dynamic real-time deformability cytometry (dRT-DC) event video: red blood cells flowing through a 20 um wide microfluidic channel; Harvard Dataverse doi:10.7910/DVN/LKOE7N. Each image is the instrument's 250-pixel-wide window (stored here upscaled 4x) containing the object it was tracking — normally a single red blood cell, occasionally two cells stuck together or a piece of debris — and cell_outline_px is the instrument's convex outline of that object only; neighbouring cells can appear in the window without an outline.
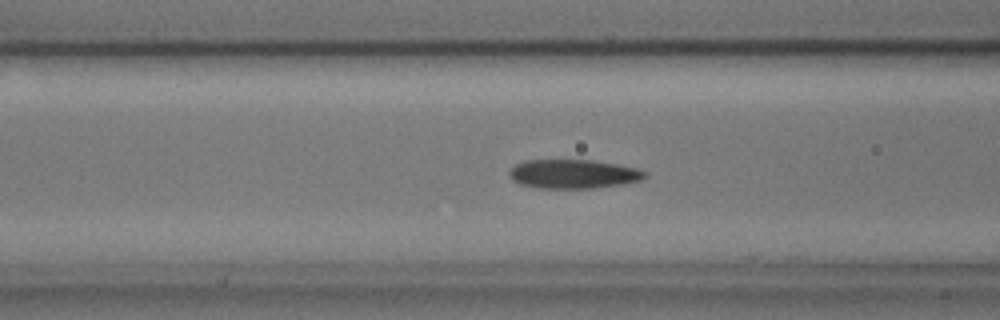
{"species": "common noctule bat (a hibernating species)", "species_latin": "Nyctalus noctula", "temperature_condition": "cold", "stored_images_in_passage": 40, "camera_frame_rate_fps": 3000, "um_per_image_px": 0.085, "animal": {"sex": "male", "body_mass_g": 17.9, "forearm_length_mm": 54.2}, "frame": {"image": 1, "passage_image": 6, "time_ms": 1.667, "image_size_px": [1000, 320], "cell_outline_px": [[648, 176], [640, 180], [624, 184], [592, 188], [540, 188], [520, 184], [512, 180], [508, 172], [516, 164], [524, 160], [592, 160], [616, 164], [636, 168], [648, 172]], "centroid_in_image_um": [48.75, 14.79], "position_along_channel_um": 117.9, "area_um2": 22.95}}
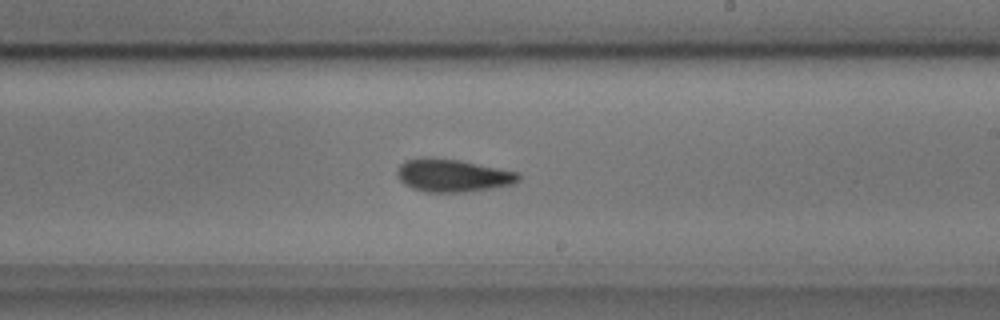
{"frame": {"image": 2, "passage_image": 17, "time_ms": 5.333, "image_size_px": [1000, 320], "cell_outline_px": [[520, 180], [516, 184], [492, 188], [464, 192], [428, 192], [412, 188], [404, 184], [396, 176], [396, 172], [400, 164], [404, 160], [460, 160], [520, 172]], "centroid_in_image_um": [38.55, 14.95], "position_along_channel_um": 250.4, "area_um2": 22.77}}
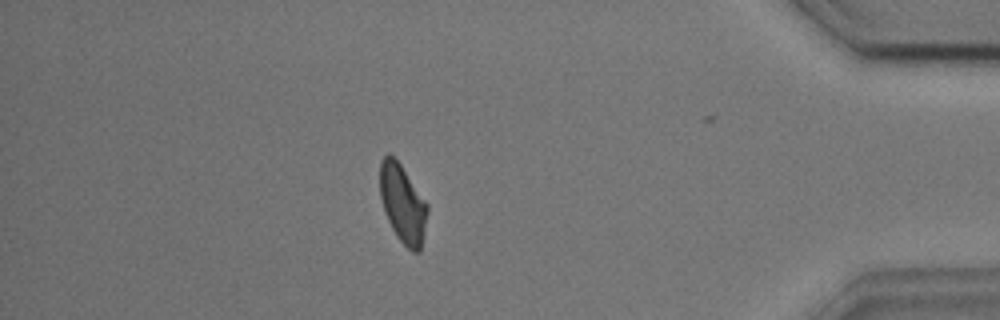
{"frame": {"image": 3, "passage_image": 33, "time_ms": 10.667, "image_size_px": [1000, 320], "cell_outline_px": [[428, 212], [420, 252], [412, 252], [396, 236], [384, 212], [380, 196], [380, 160], [388, 152], [400, 164], [428, 204]], "centroid_in_image_um": [34.22, 17.31], "position_along_channel_um": 401.0, "area_um2": 21.56}, "authors_computed_cell_mechanics": {"area_um2": 22.4264, "velocity_mm_per_s": 3.6221, "shape_relaxation_time_tau1_ms": 3.5719, "shape_relaxation_time_tau2_ms": 2.5514, "deformation_change_tau1": 0.1027, "deformation_change_tau2": 0.0706}}